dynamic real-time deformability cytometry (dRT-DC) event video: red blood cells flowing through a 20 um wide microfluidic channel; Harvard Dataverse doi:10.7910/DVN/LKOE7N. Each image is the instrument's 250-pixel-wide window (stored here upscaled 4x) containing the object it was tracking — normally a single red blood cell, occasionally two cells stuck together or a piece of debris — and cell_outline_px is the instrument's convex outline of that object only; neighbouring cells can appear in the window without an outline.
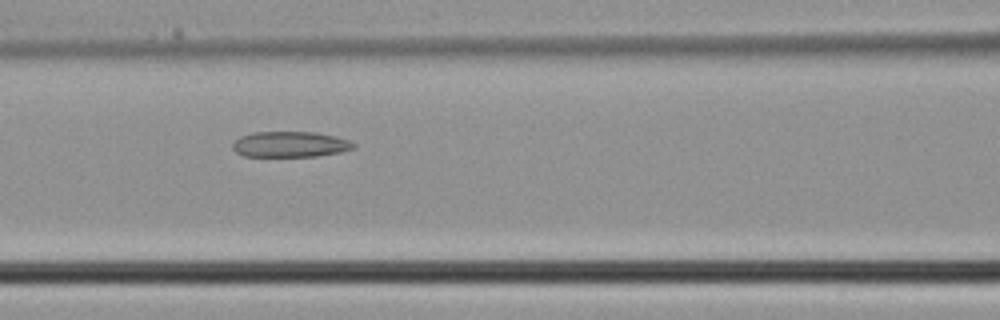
{"species": "common noctule bat (a hibernating species)", "species_latin": "Nyctalus noctula", "temperature_condition": "cold", "stored_images_in_passage": 4, "camera_frame_rate_fps": 3000, "um_per_image_px": 0.085, "animal": {"sex": "male", "body_mass_g": 21.5, "forearm_length_mm": 52.0}, "frame": {"image": 1, "passage_image": 4, "time_ms": 1.0, "image_size_px": [1000, 320], "cell_outline_px": [[356, 148], [340, 152], [316, 156], [244, 156], [236, 152], [232, 148], [232, 144], [240, 136], [252, 132], [316, 132], [336, 136], [348, 140], [356, 144]], "centroid_in_image_um": [24.67, 12.26], "position_along_channel_um": 141.9, "area_um2": 18.15}}